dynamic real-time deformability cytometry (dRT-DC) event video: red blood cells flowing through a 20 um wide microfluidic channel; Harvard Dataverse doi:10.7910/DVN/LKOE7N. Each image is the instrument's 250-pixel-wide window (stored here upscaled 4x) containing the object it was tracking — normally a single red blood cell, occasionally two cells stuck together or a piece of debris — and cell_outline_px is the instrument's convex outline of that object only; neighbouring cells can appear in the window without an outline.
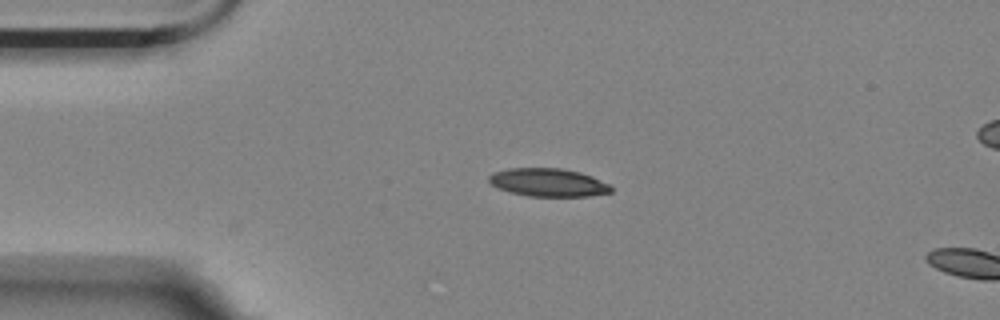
{"species": "Egyptian fruit bat (a non-hibernating species)", "species_latin": "Rousettus aegyptiacus", "temperature_condition": "room temperature", "stored_images_in_passage": 4, "camera_frame_rate_fps": 3000, "um_per_image_px": 0.085, "animal": {"sex": "female"}, "frame": {"image": 1, "passage_image": 1, "time_ms": 0.0, "image_size_px": [1000, 320], "cell_outline_px": [[612, 192], [588, 196], [528, 196], [496, 188], [488, 180], [488, 176], [492, 172], [508, 168], [560, 168], [580, 172], [592, 176], [608, 184], [612, 188]], "centroid_in_image_um": [46.57, 15.5], "position_along_channel_um": 38.4, "area_um2": 20.0}}